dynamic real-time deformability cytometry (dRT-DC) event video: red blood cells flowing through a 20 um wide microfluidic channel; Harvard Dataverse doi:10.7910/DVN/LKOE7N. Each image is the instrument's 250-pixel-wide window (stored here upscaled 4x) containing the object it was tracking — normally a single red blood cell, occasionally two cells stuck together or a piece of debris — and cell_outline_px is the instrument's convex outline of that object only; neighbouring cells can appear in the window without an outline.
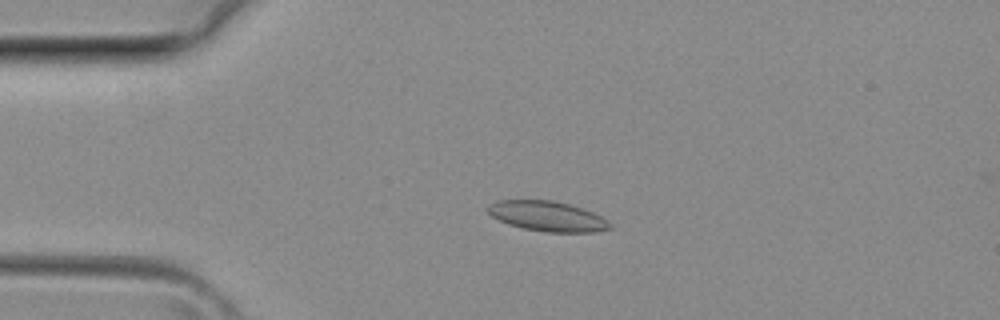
{"species": "common noctule bat (a hibernating species)", "species_latin": "Nyctalus noctula", "temperature_condition": "room temperature", "stored_images_in_passage": 39, "camera_frame_rate_fps": 3000, "um_per_image_px": 0.085, "animal": {"sex": "female", "body_mass_g": 29.2, "forearm_length_mm": 56.3}, "frame": {"image": 1, "passage_image": 9, "time_ms": 2.667, "image_size_px": [1000, 320], "cell_outline_px": [[612, 228], [596, 232], [548, 232], [524, 228], [508, 224], [492, 216], [488, 212], [488, 204], [496, 200], [552, 200], [568, 204], [592, 212], [608, 220], [612, 224]], "centroid_in_image_um": [46.54, 18.38], "position_along_channel_um": 38.5, "area_um2": 21.27}}
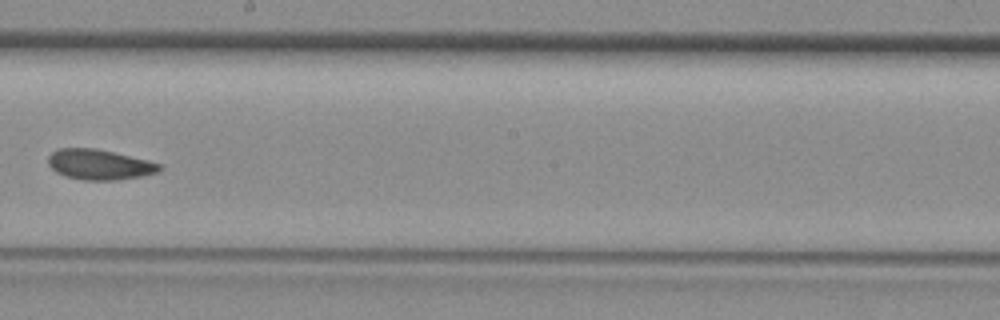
{"frame": {"image": 2, "passage_image": 22, "time_ms": 7.0, "image_size_px": [1000, 320], "cell_outline_px": [[164, 168], [156, 172], [140, 176], [116, 180], [84, 180], [64, 176], [56, 172], [48, 164], [48, 156], [52, 152], [60, 148], [96, 148], [148, 160], [160, 164]], "centroid_in_image_um": [8.43, 13.98], "position_along_channel_um": 239.8, "area_um2": 19.59}}
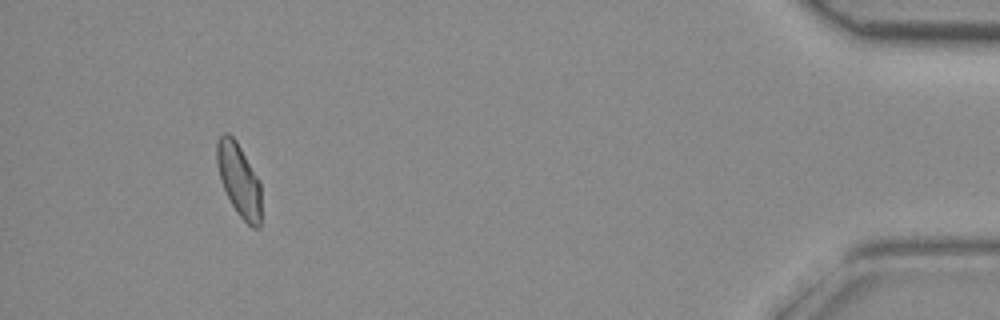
{"frame": {"image": 3, "passage_image": 36, "time_ms": 11.667, "image_size_px": [1000, 320], "cell_outline_px": [[260, 228], [252, 228], [236, 212], [220, 180], [216, 164], [216, 140], [224, 132], [228, 132], [236, 140], [260, 180]], "centroid_in_image_um": [20.29, 15.25], "position_along_channel_um": 414.9, "area_um2": 18.96}}